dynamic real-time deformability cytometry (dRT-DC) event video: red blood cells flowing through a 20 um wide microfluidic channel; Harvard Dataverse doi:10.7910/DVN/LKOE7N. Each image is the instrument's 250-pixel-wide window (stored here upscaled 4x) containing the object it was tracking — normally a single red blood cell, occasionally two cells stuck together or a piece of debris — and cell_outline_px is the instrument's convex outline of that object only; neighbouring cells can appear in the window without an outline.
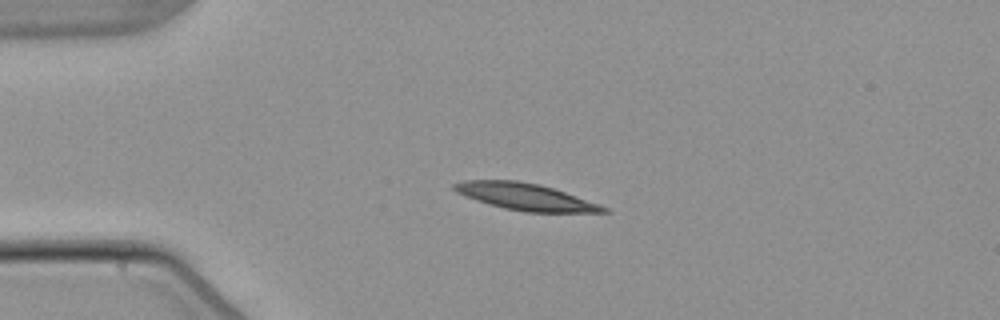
{"species": "common noctule bat (a hibernating species)", "species_latin": "Nyctalus noctula", "temperature_condition": "warm", "stored_images_in_passage": 5, "camera_frame_rate_fps": 3000, "um_per_image_px": 0.085, "animal": {"sex": "male", "body_mass_g": 21.5, "forearm_length_mm": 52.0}, "frame": {"image": 1, "passage_image": 3, "time_ms": 3.333, "image_size_px": [1000, 320], "cell_outline_px": [[612, 212], [524, 212], [504, 208], [488, 204], [464, 196], [456, 192], [452, 188], [452, 184], [464, 180], [516, 180], [540, 184], [600, 204], [608, 208]], "centroid_in_image_um": [44.63, 16.72], "position_along_channel_um": 40.4, "area_um2": 23.29}}
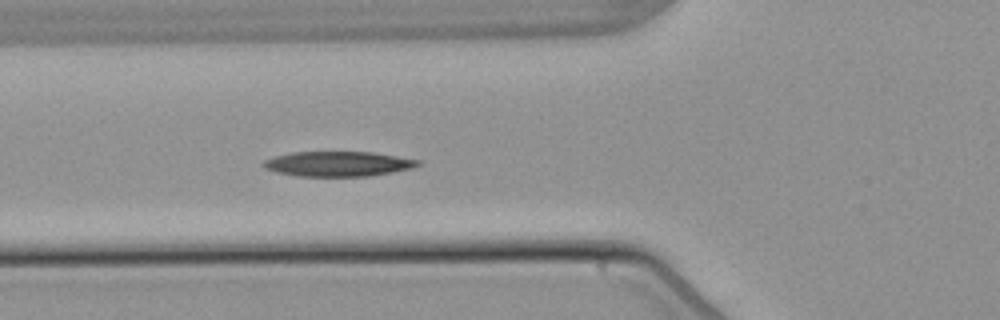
{"frame": {"image": 2, "passage_image": 5, "time_ms": 5.667, "image_size_px": [1000, 320], "cell_outline_px": [[420, 164], [412, 168], [392, 172], [368, 176], [296, 176], [276, 172], [264, 168], [260, 164], [264, 160], [276, 156], [292, 152], [372, 152], [420, 160]], "centroid_in_image_um": [28.7, 13.93], "position_along_channel_um": 97.1, "area_um2": 22.43}}